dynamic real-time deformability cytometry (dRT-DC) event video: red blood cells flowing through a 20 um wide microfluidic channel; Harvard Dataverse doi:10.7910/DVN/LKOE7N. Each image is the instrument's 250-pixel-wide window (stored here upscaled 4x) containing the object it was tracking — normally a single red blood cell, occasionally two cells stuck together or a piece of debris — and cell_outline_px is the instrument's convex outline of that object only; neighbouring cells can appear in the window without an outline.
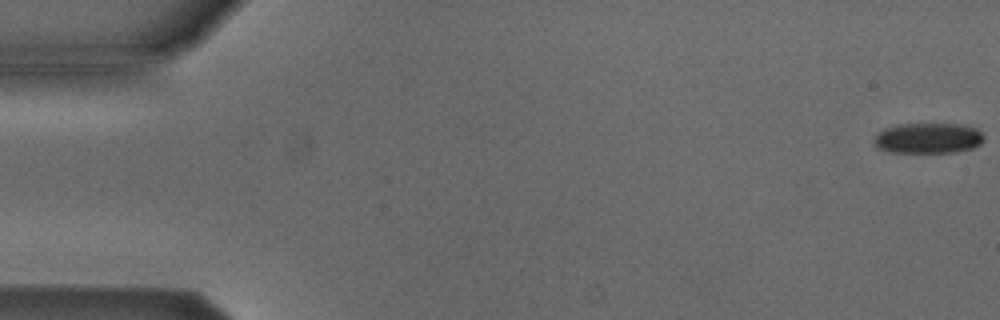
{"species": "Egyptian fruit bat (a non-hibernating species)", "species_latin": "Rousettus aegyptiacus", "temperature_condition": "cold", "stored_images_in_passage": 53, "camera_frame_rate_fps": 3000, "um_per_image_px": 0.085, "animal": {"sex": "male"}, "frame": {"image": 1, "passage_image": 1, "time_ms": 0.0, "image_size_px": [1000, 320], "cell_outline_px": [[984, 140], [980, 144], [972, 148], [956, 152], [892, 152], [880, 148], [876, 144], [876, 132], [884, 128], [896, 124], [964, 124], [976, 128], [984, 136]], "centroid_in_image_um": [78.93, 11.73], "position_along_channel_um": 6.1, "area_um2": 19.48}}
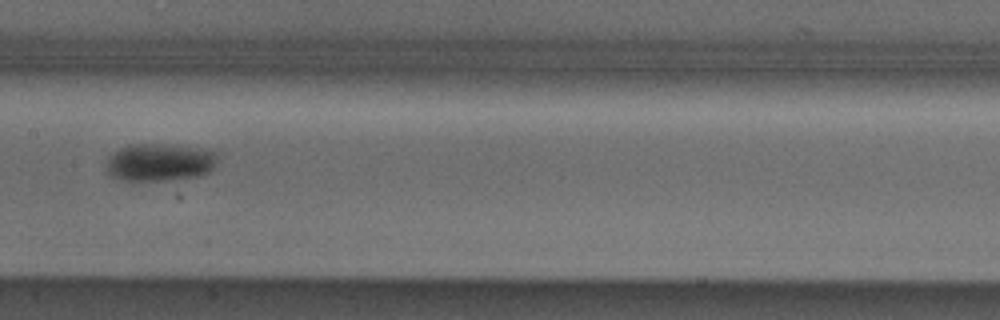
{"frame": {"image": 2, "passage_image": 27, "time_ms": 8.667, "image_size_px": [1000, 320], "cell_outline_px": [[216, 160], [212, 168], [208, 172], [200, 176], [164, 180], [124, 180], [112, 176], [108, 172], [108, 156], [112, 152], [128, 144], [160, 144], [216, 152]], "centroid_in_image_um": [13.52, 13.8], "position_along_channel_um": 193.9, "area_um2": 23.76}}
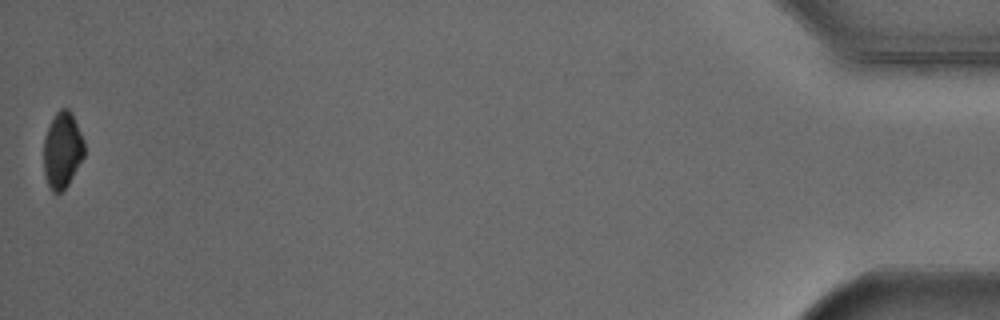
{"frame": {"image": 3, "passage_image": 53, "time_ms": 17.333, "image_size_px": [1000, 320], "cell_outline_px": [[84, 156], [68, 184], [60, 192], [52, 192], [48, 184], [44, 172], [44, 140], [48, 128], [56, 112], [60, 108], [68, 108], [72, 112], [84, 140]], "centroid_in_image_um": [5.31, 12.73], "position_along_channel_um": 429.9, "area_um2": 17.86}, "authors_computed_cell_mechanics": {"area_um2": 22.1952, "velocity_mm_per_s": 3.8943, "shape_relaxation_time_tau1_ms": 3.3814, "shape_relaxation_time_tau2_ms": null, "deformation_change_tau1": 0.0582, "deformation_change_tau2": null}}